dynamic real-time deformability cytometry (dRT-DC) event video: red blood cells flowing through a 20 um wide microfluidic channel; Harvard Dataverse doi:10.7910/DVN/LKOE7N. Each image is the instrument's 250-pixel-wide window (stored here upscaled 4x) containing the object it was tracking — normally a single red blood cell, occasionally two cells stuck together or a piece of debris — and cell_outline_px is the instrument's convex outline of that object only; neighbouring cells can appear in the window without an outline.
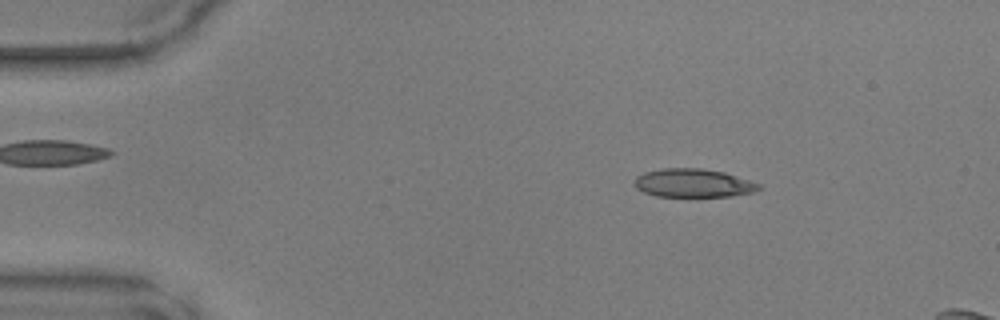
{"species": "common noctule bat (a hibernating species)", "species_latin": "Nyctalus noctula", "temperature_condition": "warm", "stored_images_in_passage": 14, "camera_frame_rate_fps": 3000, "um_per_image_px": 0.085, "animal": {"sex": "male", "body_mass_g": 17.9, "forearm_length_mm": 54.2}, "frame": {"image": 1, "passage_image": 7, "time_ms": 2.0, "image_size_px": [1000, 320], "cell_outline_px": [[760, 188], [756, 192], [732, 196], [656, 196], [644, 192], [636, 188], [636, 176], [644, 172], [660, 168], [700, 168], [724, 172], [760, 184]], "centroid_in_image_um": [58.93, 15.56], "position_along_channel_um": 26.1, "area_um2": 20.52}}